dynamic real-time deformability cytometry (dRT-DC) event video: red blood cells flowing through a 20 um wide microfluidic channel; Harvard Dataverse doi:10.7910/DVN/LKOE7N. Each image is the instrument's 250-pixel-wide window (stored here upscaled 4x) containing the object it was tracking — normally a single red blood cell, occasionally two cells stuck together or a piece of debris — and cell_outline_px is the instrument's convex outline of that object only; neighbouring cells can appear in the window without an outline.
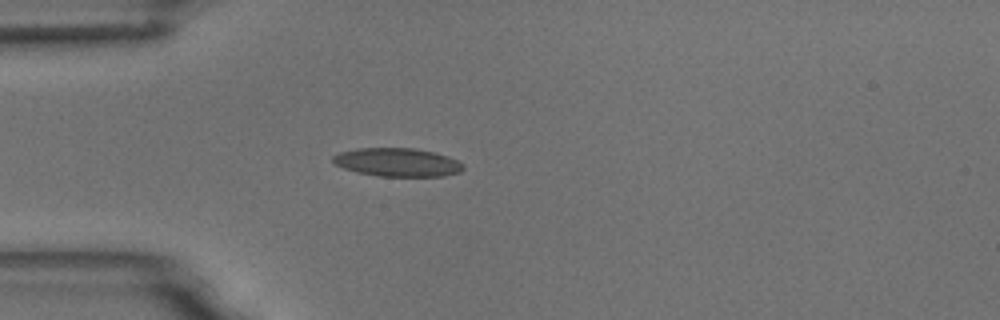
{"species": "common noctule bat (a hibernating species)", "species_latin": "Nyctalus noctula", "temperature_condition": "room temperature", "stored_images_in_passage": 4, "camera_frame_rate_fps": 3000, "um_per_image_px": 0.085, "animal": {"sex": "male", "body_mass_g": 18.8}, "frame": {"image": 1, "passage_image": 4, "time_ms": 3.333, "image_size_px": [1000, 320], "cell_outline_px": [[464, 168], [460, 172], [444, 176], [376, 176], [356, 172], [344, 168], [336, 164], [332, 160], [332, 156], [340, 152], [356, 148], [416, 148], [448, 156], [464, 164]], "centroid_in_image_um": [33.78, 13.79], "position_along_channel_um": 51.2, "area_um2": 21.62}}